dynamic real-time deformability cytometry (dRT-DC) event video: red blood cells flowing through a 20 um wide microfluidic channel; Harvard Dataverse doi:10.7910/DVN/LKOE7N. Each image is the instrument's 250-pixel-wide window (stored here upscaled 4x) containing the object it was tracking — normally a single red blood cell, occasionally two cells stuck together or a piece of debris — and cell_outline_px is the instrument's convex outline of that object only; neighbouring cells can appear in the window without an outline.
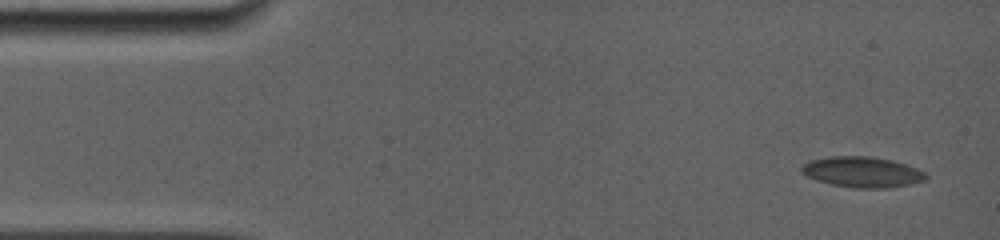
{"species": "common noctule bat (a hibernating species)", "species_latin": "Nyctalus noctula", "temperature_condition": "room temperature", "stored_images_in_passage": 48, "camera_frame_rate_fps": 5000, "um_per_image_px": 0.085, "animal": {"sex": "female", "body_mass_g": 19.0, "forearm_length_mm": 56.7}, "frame": {"image": 1, "passage_image": 1, "time_ms": 0.0, "image_size_px": [1000, 240], "cell_outline_px": [[928, 176], [924, 180], [908, 184], [888, 188], [852, 188], [832, 184], [816, 180], [808, 176], [800, 168], [804, 164], [812, 160], [832, 156], [868, 156], [892, 160], [916, 168], [924, 172]], "centroid_in_image_um": [73.3, 14.62], "position_along_channel_um": 11.7, "area_um2": 21.85}}
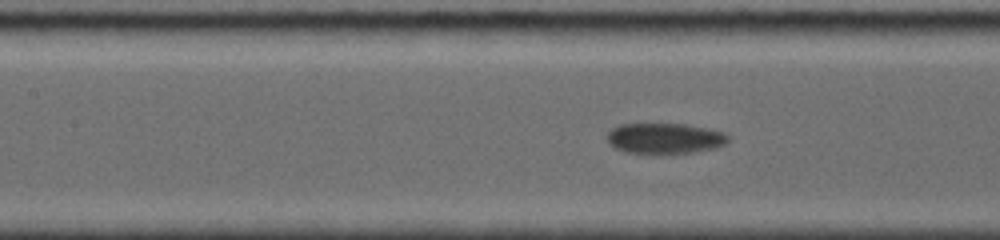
{"frame": {"image": 2, "passage_image": 21, "time_ms": 6.6, "image_size_px": [1000, 240], "cell_outline_px": [[728, 140], [724, 144], [712, 148], [688, 152], [628, 152], [616, 148], [608, 144], [608, 132], [612, 128], [620, 124], [688, 124], [708, 128], [724, 132], [728, 136]], "centroid_in_image_um": [56.49, 11.72], "position_along_channel_um": 150.9, "area_um2": 21.04}}
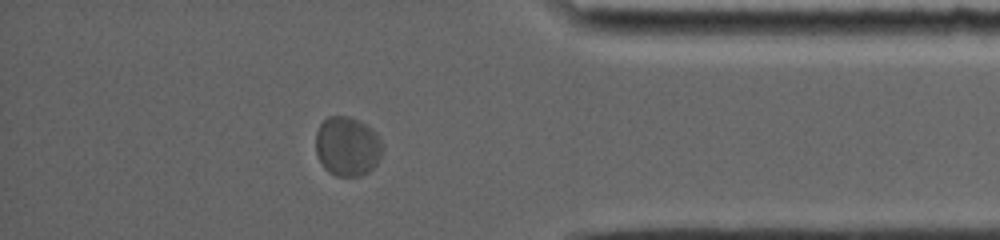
{"frame": {"image": 3, "passage_image": 41, "time_ms": 13.8, "image_size_px": [1000, 240], "cell_outline_px": [[380, 156], [376, 164], [368, 172], [360, 176], [336, 176], [328, 172], [324, 168], [316, 152], [316, 132], [320, 124], [328, 116], [348, 116], [372, 128], [376, 132], [380, 140]], "centroid_in_image_um": [29.49, 12.44], "position_along_channel_um": 405.7, "area_um2": 22.89}, "authors_computed_cell_mechanics": {"area_um2": 21.5305, "velocity_mm_per_s": 3.6957, "shape_relaxation_time_tau1_ms": 4.2458, "shape_relaxation_time_tau2_ms": null, "deformation_change_tau1": 0.0753, "deformation_change_tau2": null}}